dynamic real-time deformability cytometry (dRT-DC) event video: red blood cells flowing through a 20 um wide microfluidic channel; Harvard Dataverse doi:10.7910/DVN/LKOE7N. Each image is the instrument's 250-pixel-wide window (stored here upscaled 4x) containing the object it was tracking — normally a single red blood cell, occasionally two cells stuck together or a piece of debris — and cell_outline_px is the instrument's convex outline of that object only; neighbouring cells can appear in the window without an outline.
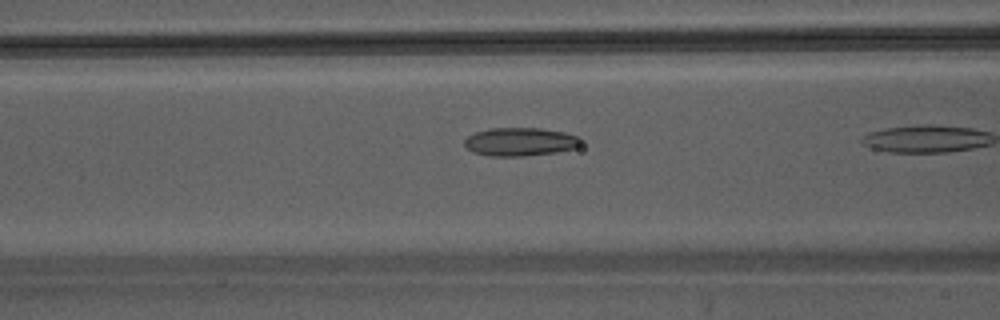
{"species": "Egyptian fruit bat (a non-hibernating species)", "species_latin": "Rousettus aegyptiacus", "temperature_condition": "warm", "stored_images_in_passage": 8, "camera_frame_rate_fps": 3000, "um_per_image_px": 0.085, "animal": {"sex": "male"}, "frame": {"image": 1, "passage_image": 7, "time_ms": 2.0, "image_size_px": [1000, 320], "cell_outline_px": [[580, 144], [576, 148], [556, 152], [524, 156], [488, 156], [472, 152], [464, 144], [464, 140], [468, 136], [476, 132], [488, 128], [540, 128], [564, 132], [580, 136]], "centroid_in_image_um": [44.21, 12.05], "position_along_channel_um": 122.4, "area_um2": 19.31}}